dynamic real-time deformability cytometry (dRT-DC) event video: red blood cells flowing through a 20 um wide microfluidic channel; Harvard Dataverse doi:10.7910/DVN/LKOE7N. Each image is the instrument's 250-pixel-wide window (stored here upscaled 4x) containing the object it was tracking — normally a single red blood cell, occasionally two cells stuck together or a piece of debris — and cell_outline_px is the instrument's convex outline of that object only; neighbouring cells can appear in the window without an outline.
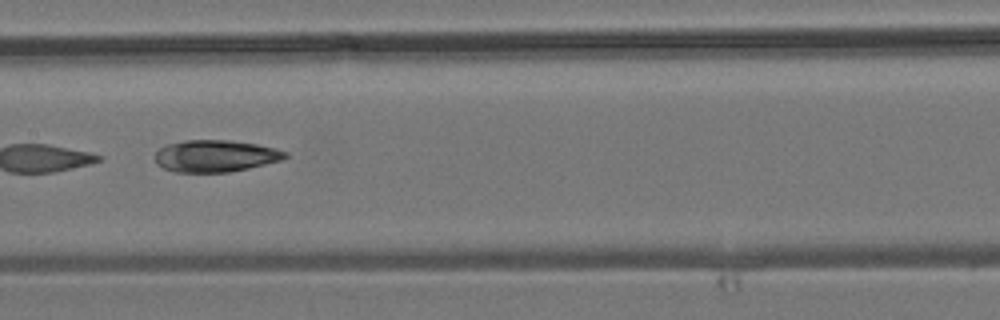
{"species": "common noctule bat (a hibernating species)", "species_latin": "Nyctalus noctula", "temperature_condition": "room temperature", "stored_images_in_passage": 6, "camera_frame_rate_fps": 3000, "um_per_image_px": 0.085, "animal": {"sex": "male", "body_mass_g": 19.2, "forearm_length_mm": 51.8}, "frame": {"image": 1, "passage_image": 6, "time_ms": 5.667, "image_size_px": [1000, 320], "cell_outline_px": [[288, 156], [284, 160], [248, 168], [228, 172], [176, 172], [164, 168], [156, 164], [156, 152], [164, 144], [184, 140], [228, 140], [256, 144], [276, 148], [288, 152]], "centroid_in_image_um": [18.33, 13.25], "position_along_channel_um": 189.1, "area_um2": 24.33}}